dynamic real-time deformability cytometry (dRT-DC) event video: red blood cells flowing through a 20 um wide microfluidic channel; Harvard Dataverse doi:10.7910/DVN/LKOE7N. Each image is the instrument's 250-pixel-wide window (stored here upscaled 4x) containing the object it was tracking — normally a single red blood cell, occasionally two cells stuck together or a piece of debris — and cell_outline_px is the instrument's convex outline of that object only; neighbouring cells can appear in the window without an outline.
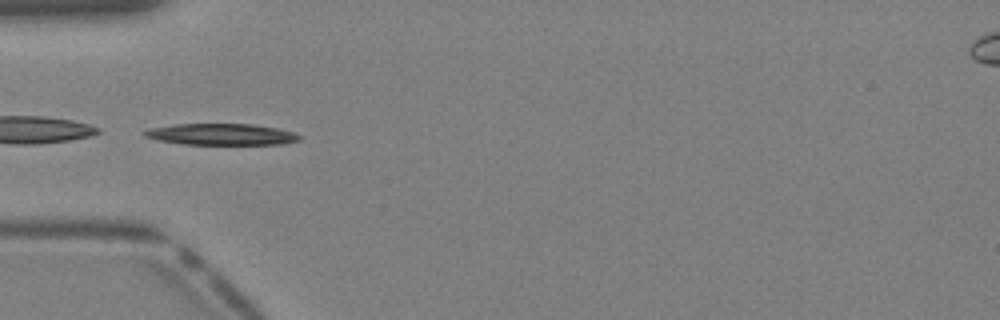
{"species": "Egyptian fruit bat (a non-hibernating species)", "species_latin": "Rousettus aegyptiacus", "temperature_condition": "warm", "stored_images_in_passage": 27, "camera_frame_rate_fps": 3000, "um_per_image_px": 0.085, "animal": {"sex": "female"}, "frame": {"image": 1, "passage_image": 1, "time_ms": 0.0, "image_size_px": [1000, 320], "cell_outline_px": [[300, 140], [284, 144], [184, 144], [156, 140], [144, 136], [140, 132], [148, 128], [176, 124], [252, 124], [276, 128], [292, 132], [300, 136]], "centroid_in_image_um": [18.75, 11.42], "position_along_channel_um": 66.3, "area_um2": 19.31}}
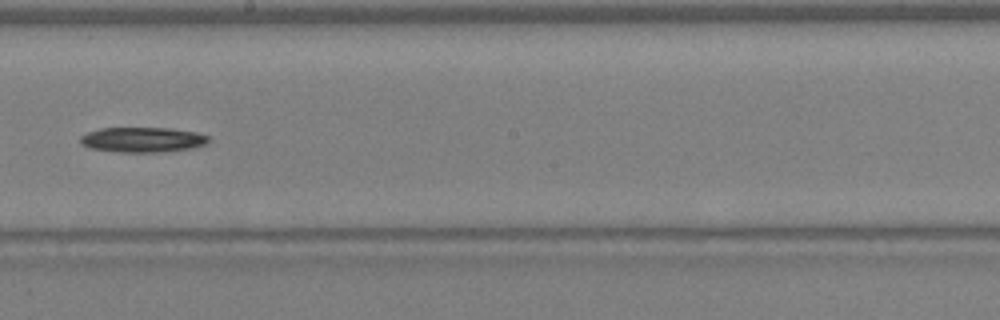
{"frame": {"image": 2, "passage_image": 11, "time_ms": 3.333, "image_size_px": [1000, 320], "cell_outline_px": [[208, 144], [192, 148], [160, 152], [124, 152], [88, 148], [80, 144], [80, 136], [88, 132], [100, 128], [168, 128], [196, 132], [208, 136]], "centroid_in_image_um": [12.1, 11.87], "position_along_channel_um": 236.1, "area_um2": 18.73}}
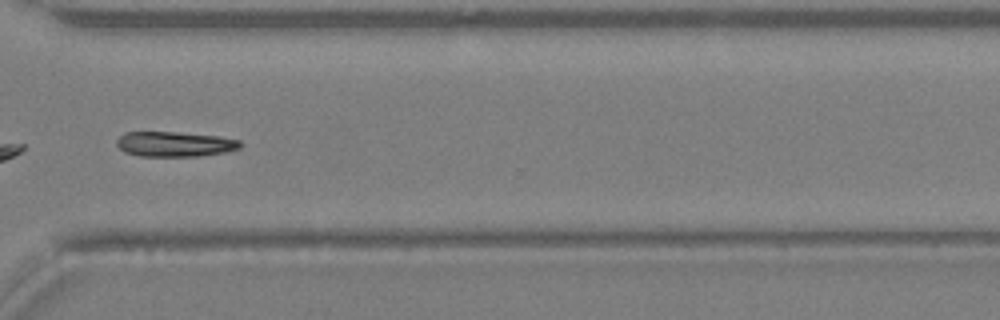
{"frame": {"image": 3, "passage_image": 18, "time_ms": 5.667, "image_size_px": [1000, 320], "cell_outline_px": [[244, 144], [240, 148], [224, 152], [200, 156], [140, 156], [124, 152], [116, 144], [116, 140], [124, 132], [176, 132], [220, 136], [240, 140]], "centroid_in_image_um": [14.87, 12.24], "position_along_channel_um": 355.7, "area_um2": 18.15}}